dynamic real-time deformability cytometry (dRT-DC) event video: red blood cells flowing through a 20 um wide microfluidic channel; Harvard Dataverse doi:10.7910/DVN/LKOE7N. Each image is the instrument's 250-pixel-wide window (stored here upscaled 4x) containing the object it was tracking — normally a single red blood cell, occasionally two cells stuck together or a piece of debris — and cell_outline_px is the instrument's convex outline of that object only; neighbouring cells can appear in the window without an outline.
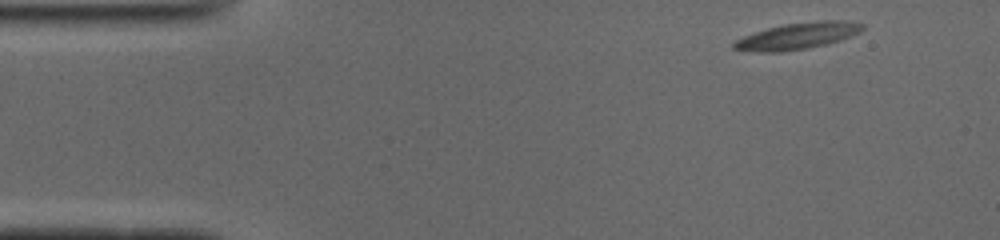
{"species": "common noctule bat (a hibernating species)", "species_latin": "Nyctalus noctula", "temperature_condition": "cold", "stored_images_in_passage": 49, "camera_frame_rate_fps": 3000, "um_per_image_px": 0.085, "animal": {"sex": "male", "body_mass_g": 19.0, "forearm_length_mm": 50.8}, "frame": {"image": 1, "passage_image": 1, "time_ms": 0.0, "image_size_px": [1000, 240], "cell_outline_px": [[864, 28], [860, 32], [840, 40], [808, 48], [780, 52], [760, 52], [732, 48], [732, 44], [736, 40], [744, 36], [768, 28], [784, 24], [824, 20], [840, 20], [864, 24]], "centroid_in_image_um": [67.81, 3.05], "position_along_channel_um": 17.2, "area_um2": 19.54}}
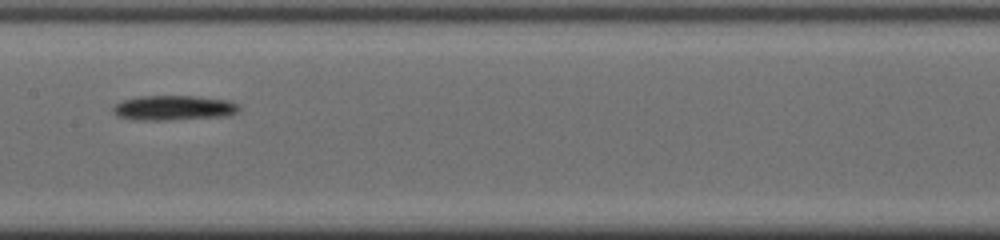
{"frame": {"image": 2, "passage_image": 22, "time_ms": 7.0, "image_size_px": [1000, 240], "cell_outline_px": [[240, 108], [236, 112], [228, 116], [160, 120], [140, 120], [120, 116], [112, 112], [112, 108], [120, 100], [144, 96], [192, 96], [228, 100], [236, 104]], "centroid_in_image_um": [14.75, 9.16], "position_along_channel_um": 192.7, "area_um2": 17.98}}
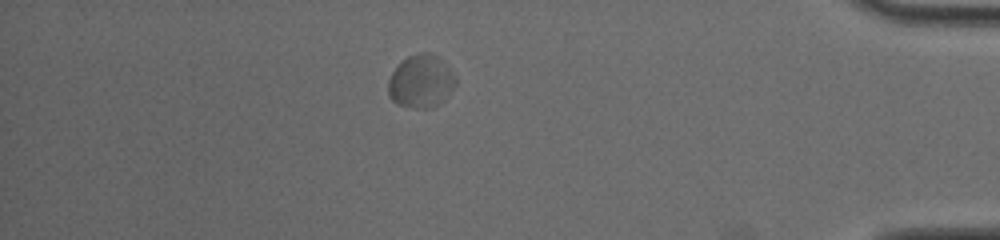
{"frame": {"image": 3, "passage_image": 42, "time_ms": 13.667, "image_size_px": [1000, 240], "cell_outline_px": [[456, 84], [440, 104], [432, 108], [424, 108], [396, 104], [388, 96], [388, 80], [392, 72], [408, 56], [420, 52], [432, 52], [456, 76]], "centroid_in_image_um": [35.77, 6.92], "position_along_channel_um": 399.4, "area_um2": 20.58}, "authors_computed_cell_mechanics": {"area_um2": 18.0914, "velocity_mm_per_s": 3.7494, "shape_relaxation_time_tau1_ms": 1.3572, "shape_relaxation_time_tau2_ms": 4.0447, "deformation_change_tau1": 0.0792, "deformation_change_tau2": 0.095}}